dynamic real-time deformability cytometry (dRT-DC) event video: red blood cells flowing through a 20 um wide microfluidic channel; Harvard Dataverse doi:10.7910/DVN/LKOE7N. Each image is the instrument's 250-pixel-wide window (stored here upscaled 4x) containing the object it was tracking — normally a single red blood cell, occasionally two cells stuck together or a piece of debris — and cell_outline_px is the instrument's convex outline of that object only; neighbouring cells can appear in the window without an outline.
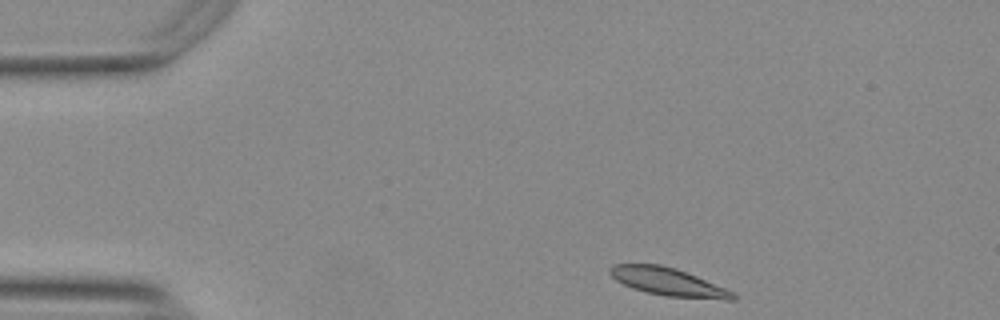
{"species": "Egyptian fruit bat (a non-hibernating species)", "species_latin": "Rousettus aegyptiacus", "temperature_condition": "warm", "stored_images_in_passage": 46, "camera_frame_rate_fps": 3000, "um_per_image_px": 0.085, "animal": {"sex": "female"}, "frame": {"image": 1, "passage_image": 1, "time_ms": 0.0, "image_size_px": [1000, 320], "cell_outline_px": [[736, 300], [724, 300], [664, 296], [644, 292], [632, 288], [616, 280], [608, 272], [608, 268], [612, 264], [660, 264], [676, 268], [736, 292]], "centroid_in_image_um": [56.81, 23.97], "position_along_channel_um": 28.2, "area_um2": 20.23}}
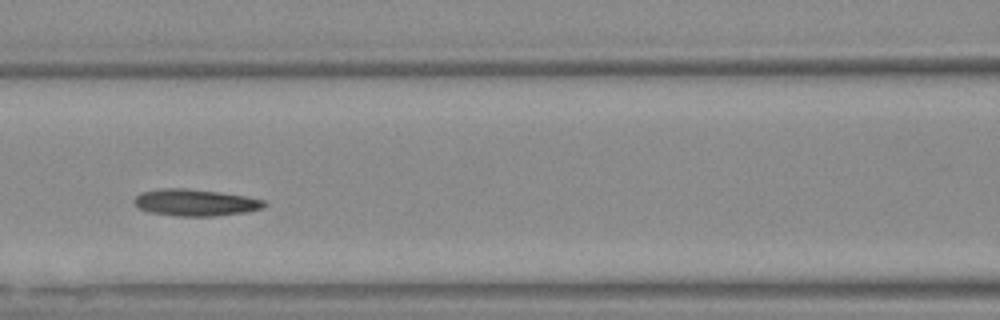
{"frame": {"image": 2, "passage_image": 16, "time_ms": 5.0, "image_size_px": [1000, 320], "cell_outline_px": [[268, 204], [264, 208], [244, 212], [216, 216], [176, 216], [148, 212], [136, 208], [132, 204], [132, 200], [140, 192], [160, 188], [188, 188], [220, 192], [244, 196], [264, 200]], "centroid_in_image_um": [16.53, 17.21], "position_along_channel_um": 150.1, "area_um2": 20.63}}
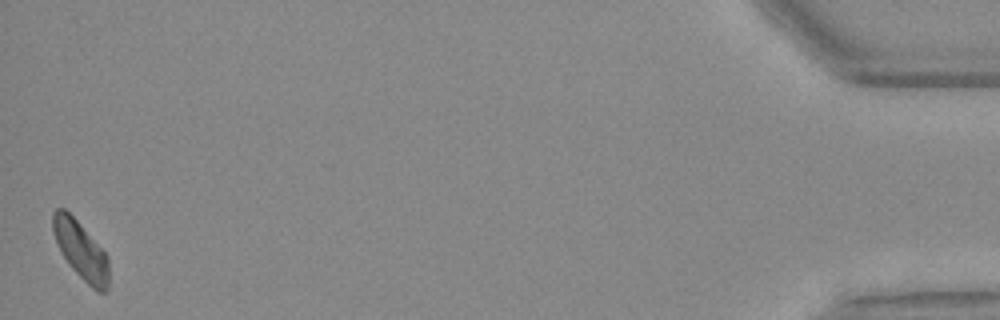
{"frame": {"image": 3, "passage_image": 46, "time_ms": 15.0, "image_size_px": [1000, 320], "cell_outline_px": [[108, 292], [96, 292], [72, 268], [60, 252], [52, 228], [52, 212], [56, 208], [64, 208], [76, 220], [104, 252], [108, 260]], "centroid_in_image_um": [6.85, 21.29], "position_along_channel_um": 428.3, "area_um2": 18.5}, "authors_computed_cell_mechanics": {"area_um2": 19.8254, "velocity_mm_per_s": 3.7305, "shape_relaxation_time_tau1_ms": 5.4254, "shape_relaxation_time_tau2_ms": null, "deformation_change_tau1": 0.1464, "deformation_change_tau2": null}}